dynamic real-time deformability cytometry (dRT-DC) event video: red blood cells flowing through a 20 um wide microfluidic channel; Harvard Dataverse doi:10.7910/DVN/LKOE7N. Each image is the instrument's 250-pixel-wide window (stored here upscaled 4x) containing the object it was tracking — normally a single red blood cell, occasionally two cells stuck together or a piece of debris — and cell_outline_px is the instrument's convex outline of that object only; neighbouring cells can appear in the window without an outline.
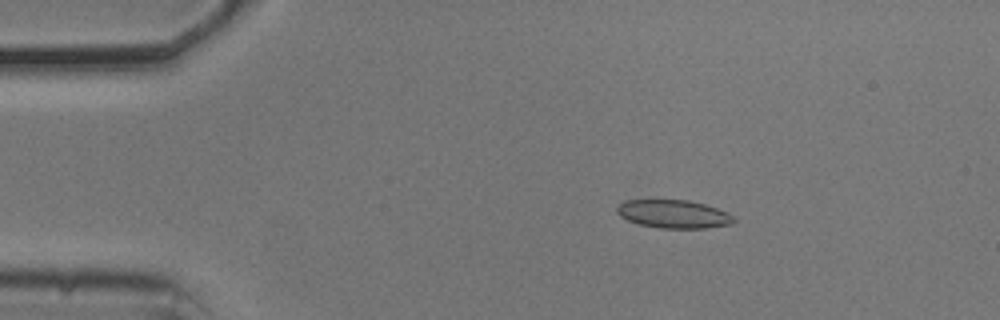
{"species": "common noctule bat (a hibernating species)", "species_latin": "Nyctalus noctula", "temperature_condition": "cold", "stored_images_in_passage": 21, "camera_frame_rate_fps": 3000, "um_per_image_px": 0.085, "animal": {"sex": "male", "body_mass_g": 20.5, "forearm_length_mm": 52.5}, "frame": {"image": 1, "passage_image": 9, "time_ms": 2.667, "image_size_px": [1000, 320], "cell_outline_px": [[736, 220], [732, 224], [708, 228], [660, 228], [640, 224], [628, 220], [620, 216], [616, 212], [616, 208], [624, 200], [688, 200], [704, 204], [716, 208], [732, 216]], "centroid_in_image_um": [57.24, 18.19], "position_along_channel_um": 27.8, "area_um2": 19.07}}